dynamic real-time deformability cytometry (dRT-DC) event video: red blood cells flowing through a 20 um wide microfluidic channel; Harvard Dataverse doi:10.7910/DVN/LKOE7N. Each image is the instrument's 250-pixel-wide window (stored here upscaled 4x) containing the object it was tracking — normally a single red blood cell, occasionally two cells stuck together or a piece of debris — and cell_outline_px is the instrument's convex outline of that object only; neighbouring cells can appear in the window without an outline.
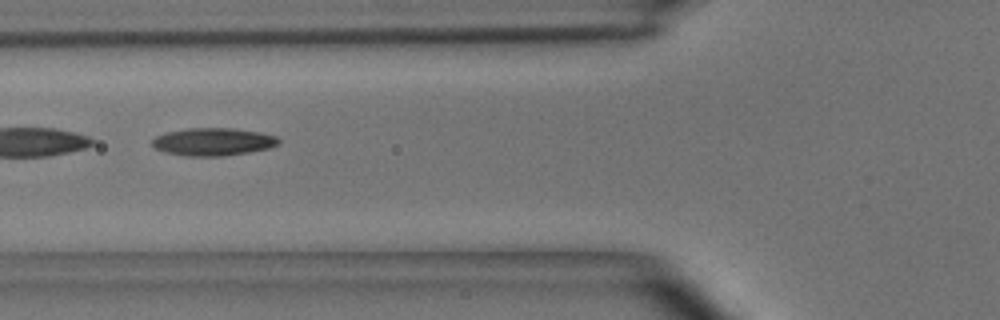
{"species": "common noctule bat (a hibernating species)", "species_latin": "Nyctalus noctula", "temperature_condition": "room temperature", "stored_images_in_passage": 4, "camera_frame_rate_fps": 3000, "um_per_image_px": 0.085, "animal": {"sex": "male", "body_mass_g": 15.6}, "frame": {"image": 1, "passage_image": 3, "time_ms": 0.667, "image_size_px": [1000, 320], "cell_outline_px": [[280, 144], [268, 148], [248, 152], [224, 156], [184, 156], [168, 152], [156, 148], [152, 144], [152, 140], [156, 136], [164, 132], [188, 128], [232, 128], [260, 132], [276, 136], [280, 140]], "centroid_in_image_um": [18.13, 12.04], "position_along_channel_um": 107.7, "area_um2": 20.4}}